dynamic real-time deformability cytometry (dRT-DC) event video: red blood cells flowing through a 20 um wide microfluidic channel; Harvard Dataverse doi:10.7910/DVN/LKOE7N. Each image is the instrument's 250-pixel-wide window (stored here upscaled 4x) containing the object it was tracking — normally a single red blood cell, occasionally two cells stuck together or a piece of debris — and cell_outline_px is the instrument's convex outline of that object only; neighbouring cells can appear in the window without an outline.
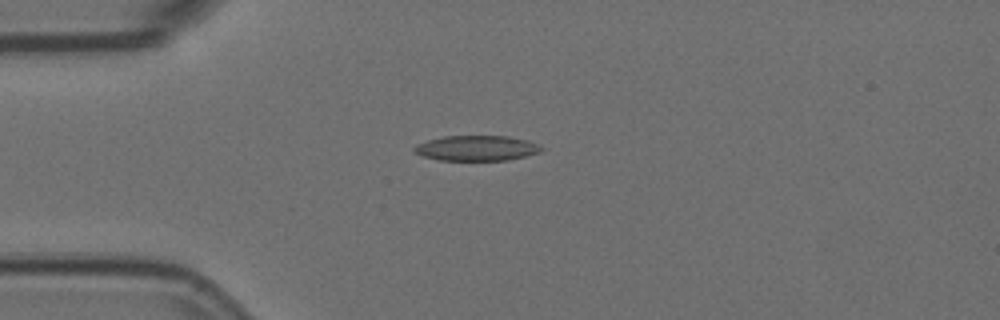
{"species": "Egyptian fruit bat (a non-hibernating species)", "species_latin": "Rousettus aegyptiacus", "temperature_condition": "room temperature", "stored_images_in_passage": 5, "camera_frame_rate_fps": 3000, "um_per_image_px": 0.085, "animal": {"sex": "female"}, "frame": {"image": 1, "passage_image": 3, "time_ms": 0.667, "image_size_px": [1000, 320], "cell_outline_px": [[544, 148], [540, 152], [508, 160], [440, 160], [424, 156], [416, 152], [412, 148], [416, 144], [428, 140], [444, 136], [508, 136], [528, 140]], "centroid_in_image_um": [40.52, 12.58], "position_along_channel_um": 44.5, "area_um2": 18.55}}
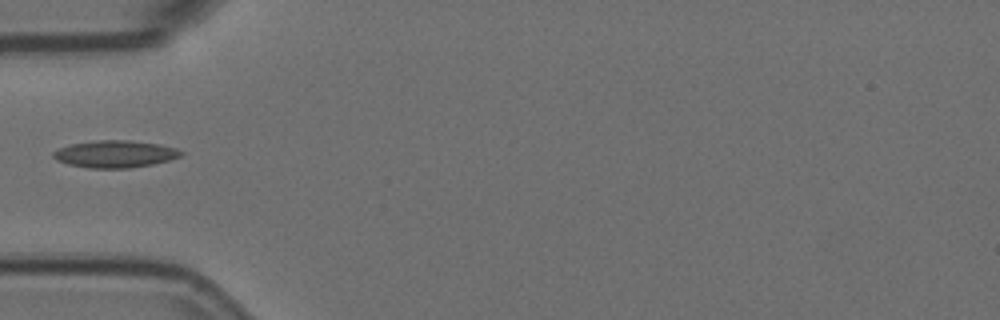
{"frame": {"image": 2, "passage_image": 4, "time_ms": 1.0, "image_size_px": [1000, 320], "cell_outline_px": [[184, 152], [180, 156], [168, 160], [152, 164], [128, 168], [88, 168], [68, 164], [56, 160], [52, 156], [52, 152], [60, 148], [72, 144], [96, 140], [128, 140], [160, 144], [176, 148]], "centroid_in_image_um": [9.77, 13.09], "position_along_channel_um": 75.2, "area_um2": 20.11}}
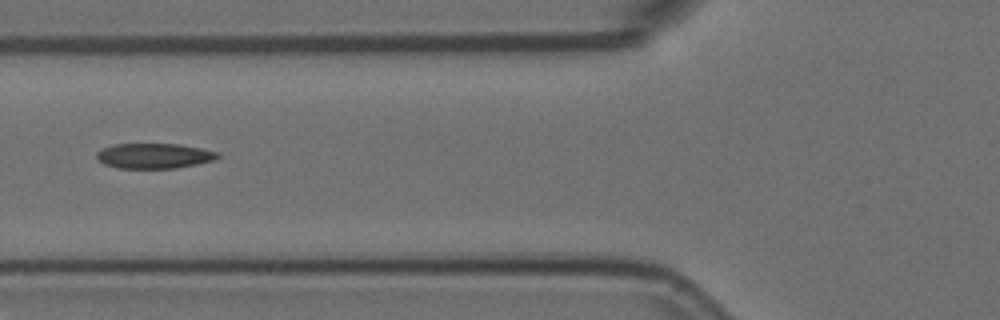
{"frame": {"image": 3, "passage_image": 5, "time_ms": 1.333, "image_size_px": [1000, 320], "cell_outline_px": [[220, 156], [216, 160], [176, 168], [116, 168], [104, 164], [96, 156], [96, 152], [100, 148], [112, 144], [180, 144], [200, 148], [216, 152]], "centroid_in_image_um": [13.07, 13.24], "position_along_channel_um": 112.7, "area_um2": 17.8}}